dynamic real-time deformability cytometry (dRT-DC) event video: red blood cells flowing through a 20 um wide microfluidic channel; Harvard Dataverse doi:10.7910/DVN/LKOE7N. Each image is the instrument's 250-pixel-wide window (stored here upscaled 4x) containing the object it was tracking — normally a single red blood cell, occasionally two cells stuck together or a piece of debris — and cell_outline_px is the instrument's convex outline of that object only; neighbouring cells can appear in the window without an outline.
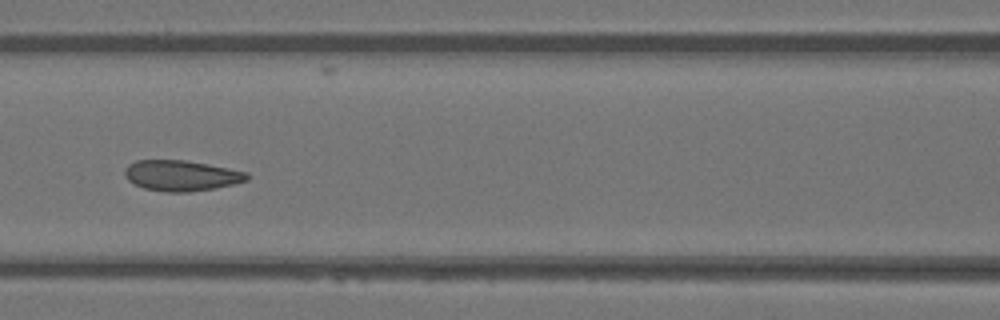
{"species": "Egyptian fruit bat (a non-hibernating species)", "species_latin": "Rousettus aegyptiacus", "temperature_condition": "warm", "stored_images_in_passage": 48, "camera_frame_rate_fps": 3000, "um_per_image_px": 0.085, "animal": {"sex": "female"}, "frame": {"image": 1, "passage_image": 21, "time_ms": 6.667, "image_size_px": [1000, 320], "cell_outline_px": [[248, 180], [216, 188], [188, 192], [168, 192], [144, 188], [128, 180], [124, 176], [124, 168], [128, 164], [136, 160], [184, 160], [208, 164], [248, 172]], "centroid_in_image_um": [15.39, 14.92], "position_along_channel_um": 151.2, "area_um2": 21.79}, "authors_computed_cell_mechanics": {"area_um2": 22.0507, "velocity_mm_per_s": 4.1054, "shape_relaxation_time_tau1_ms": 5.2935, "shape_relaxation_time_tau2_ms": 1.11, "deformation_change_tau1": 0.1132, "deformation_change_tau2": 0.0595}}